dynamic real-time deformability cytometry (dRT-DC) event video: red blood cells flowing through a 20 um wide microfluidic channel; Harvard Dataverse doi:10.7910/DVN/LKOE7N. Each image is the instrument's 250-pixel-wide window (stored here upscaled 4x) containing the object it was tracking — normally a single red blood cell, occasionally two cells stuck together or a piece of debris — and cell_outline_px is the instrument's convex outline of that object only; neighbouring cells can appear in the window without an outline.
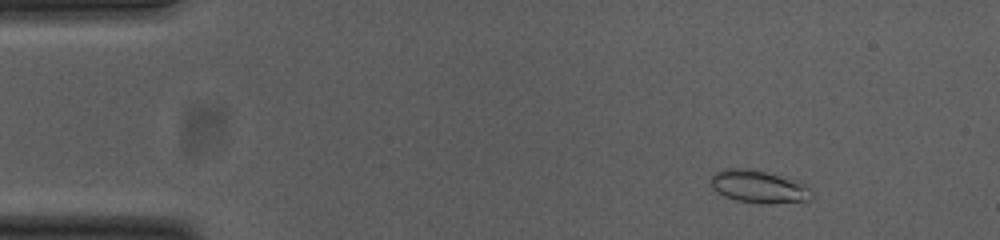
{"species": "common noctule bat (a hibernating species)", "species_latin": "Nyctalus noctula", "temperature_condition": "cold", "stored_images_in_passage": 53, "camera_frame_rate_fps": 3000, "um_per_image_px": 0.085, "animal": {"sex": "female", "body_mass_g": 23.0, "forearm_length_mm": 53.4}, "frame": {"image": 1, "passage_image": 6, "time_ms": 1.667, "image_size_px": [1000, 240], "cell_outline_px": [[812, 196], [808, 200], [772, 204], [764, 204], [736, 200], [724, 196], [712, 188], [712, 176], [716, 172], [724, 168], [744, 168], [764, 172], [800, 180], [808, 188]], "centroid_in_image_um": [64.5, 15.87], "position_along_channel_um": 20.5, "area_um2": 19.07}}
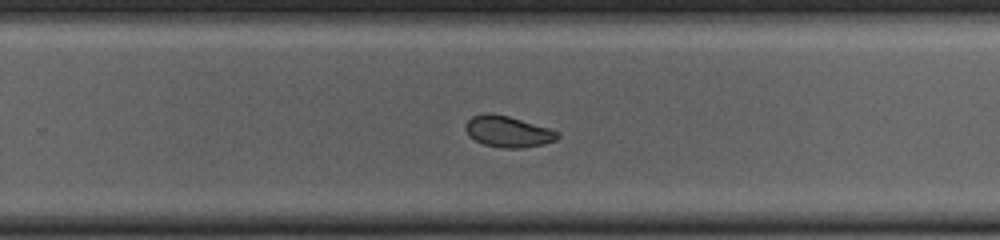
{"frame": {"image": 2, "passage_image": 34, "time_ms": 11.0, "image_size_px": [1000, 240], "cell_outline_px": [[560, 136], [556, 140], [544, 144], [524, 148], [504, 148], [484, 144], [476, 140], [464, 128], [464, 124], [472, 116], [488, 112], [508, 116], [552, 128], [560, 132]], "centroid_in_image_um": [43.23, 11.17], "position_along_channel_um": 286.6, "area_um2": 16.82}}
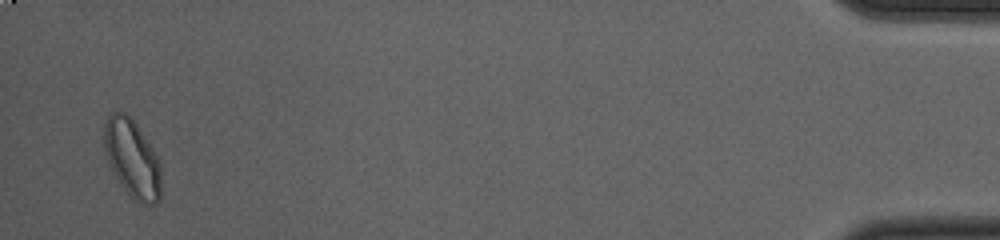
{"frame": {"image": 3, "passage_image": 52, "time_ms": 17.0, "image_size_px": [1000, 240], "cell_outline_px": [[160, 200], [156, 204], [140, 204], [120, 184], [104, 152], [104, 124], [108, 116], [112, 112], [124, 112], [136, 124], [156, 156], [160, 164]], "centroid_in_image_um": [11.22, 13.49], "position_along_channel_um": 424.0, "area_um2": 25.32}, "authors_computed_cell_mechanics": {"area_um2": 17.9758, "velocity_mm_per_s": 3.7426, "shape_relaxation_time_tau1_ms": null, "shape_relaxation_time_tau2_ms": 1.6976, "deformation_change_tau1": null, "deformation_change_tau2": 0.053}}